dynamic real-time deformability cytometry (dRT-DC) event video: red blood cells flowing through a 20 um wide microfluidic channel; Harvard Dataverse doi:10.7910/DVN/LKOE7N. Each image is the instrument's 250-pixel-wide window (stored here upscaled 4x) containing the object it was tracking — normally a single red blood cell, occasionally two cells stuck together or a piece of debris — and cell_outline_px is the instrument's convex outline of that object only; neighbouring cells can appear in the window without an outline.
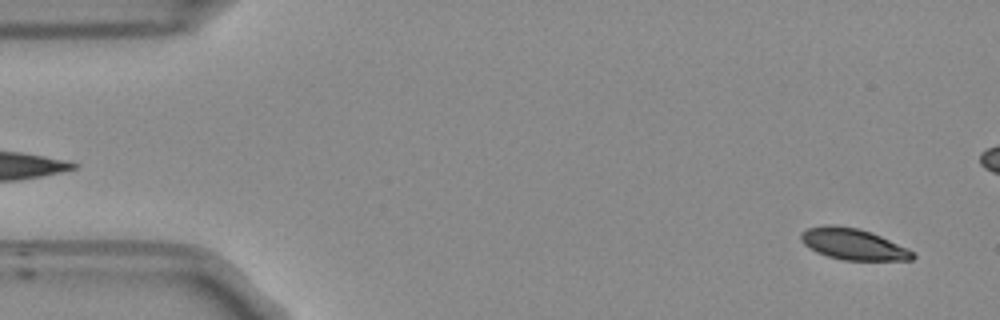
{"species": "Egyptian fruit bat (a non-hibernating species)", "species_latin": "Rousettus aegyptiacus", "temperature_condition": "room temperature", "stored_images_in_passage": 53, "camera_frame_rate_fps": 3000, "um_per_image_px": 0.085, "frame": {"image": 1, "passage_image": 2, "time_ms": 0.333, "image_size_px": [1000, 320], "cell_outline_px": [[916, 256], [912, 260], [844, 260], [828, 256], [816, 252], [804, 244], [800, 240], [800, 236], [808, 228], [824, 224], [832, 224], [860, 228], [872, 232], [912, 252]], "centroid_in_image_um": [72.47, 20.74], "position_along_channel_um": 12.5, "area_um2": 20.11}}
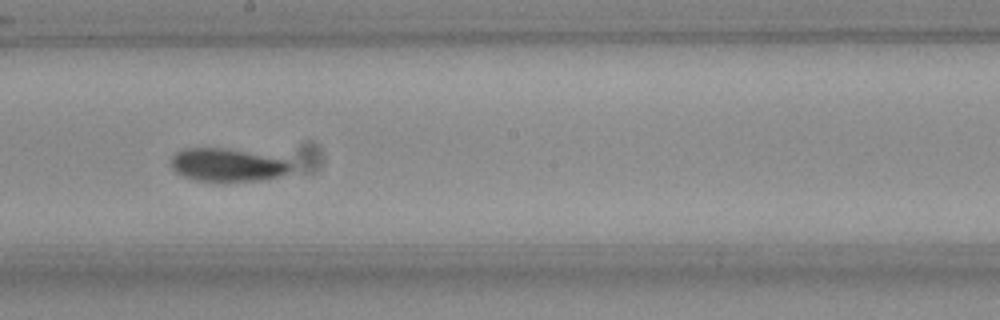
{"frame": {"image": 2, "passage_image": 28, "time_ms": 9.0, "image_size_px": [1000, 320], "cell_outline_px": [[292, 168], [288, 172], [280, 176], [264, 180], [220, 184], [192, 180], [176, 172], [172, 168], [172, 156], [176, 152], [184, 148], [224, 148], [288, 160], [292, 164]], "centroid_in_image_um": [19.31, 14.08], "position_along_channel_um": 228.9, "area_um2": 23.7}}
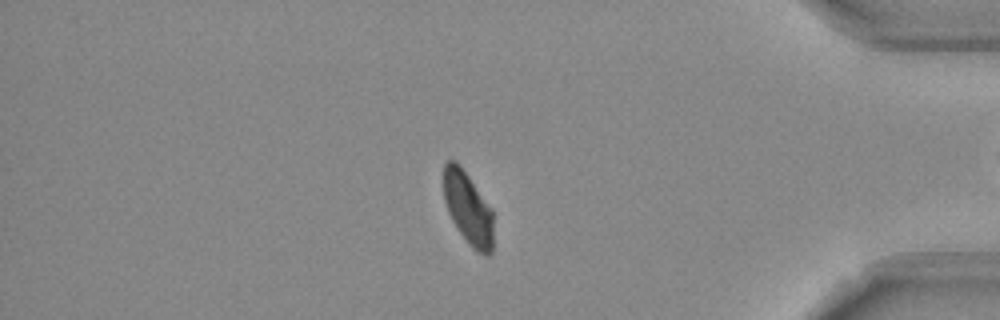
{"frame": {"image": 3, "passage_image": 44, "time_ms": 14.333, "image_size_px": [1000, 320], "cell_outline_px": [[492, 252], [488, 256], [484, 256], [476, 252], [472, 248], [460, 232], [452, 220], [448, 212], [444, 200], [444, 164], [448, 160], [456, 160], [460, 164], [492, 208]], "centroid_in_image_um": [39.79, 17.7], "position_along_channel_um": 395.4, "area_um2": 21.1}, "authors_computed_cell_mechanics": {"area_um2": 22.4842, "velocity_mm_per_s": 3.7874, "shape_relaxation_time_tau1_ms": 3.7891, "shape_relaxation_time_tau2_ms": 7.8842, "deformation_change_tau1": 0.1197, "deformation_change_tau2": 0.0928}}